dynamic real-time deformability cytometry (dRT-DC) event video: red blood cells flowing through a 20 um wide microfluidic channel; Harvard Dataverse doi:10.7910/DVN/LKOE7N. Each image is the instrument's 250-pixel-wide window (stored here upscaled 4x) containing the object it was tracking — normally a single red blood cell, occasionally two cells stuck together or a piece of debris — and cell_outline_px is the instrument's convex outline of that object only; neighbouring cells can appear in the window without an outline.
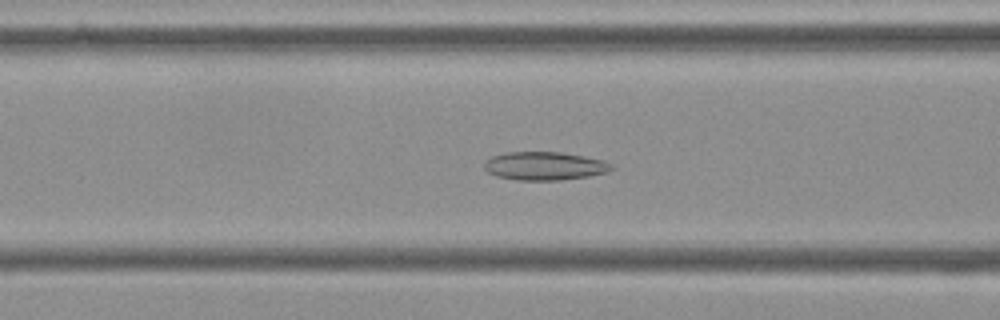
{"species": "Egyptian fruit bat (a non-hibernating species)", "species_latin": "Rousettus aegyptiacus", "temperature_condition": "cold", "stored_images_in_passage": 43, "camera_frame_rate_fps": 3000, "um_per_image_px": 0.085, "frame": {"image": 1, "passage_image": 9, "time_ms": 2.667, "image_size_px": [1000, 320], "cell_outline_px": [[616, 168], [608, 172], [588, 176], [560, 180], [516, 180], [496, 176], [488, 172], [484, 168], [484, 160], [492, 156], [504, 152], [560, 152], [584, 156], [604, 160], [612, 164]], "centroid_in_image_um": [46.29, 14.1], "position_along_channel_um": 120.3, "area_um2": 21.21}}
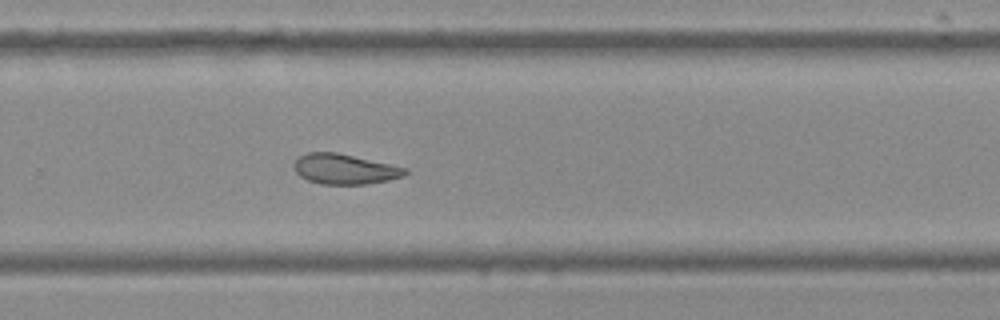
{"frame": {"image": 2, "passage_image": 24, "time_ms": 7.667, "image_size_px": [1000, 320], "cell_outline_px": [[408, 172], [404, 176], [388, 180], [368, 184], [320, 184], [308, 180], [300, 176], [296, 172], [296, 160], [300, 156], [308, 152], [336, 152], [408, 168]], "centroid_in_image_um": [29.33, 14.38], "position_along_channel_um": 300.5, "area_um2": 19.36}}
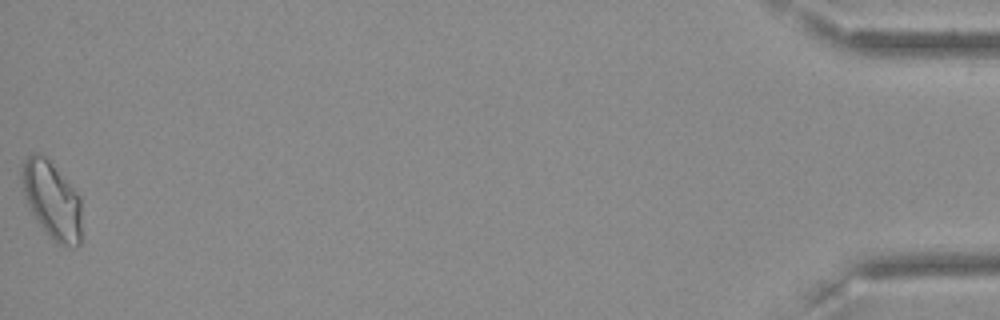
{"frame": {"image": 3, "passage_image": 43, "time_ms": 14.0, "image_size_px": [1000, 320], "cell_outline_px": [[80, 244], [76, 248], [72, 248], [56, 244], [44, 232], [36, 220], [28, 204], [24, 192], [20, 176], [20, 172], [24, 160], [32, 152], [36, 152], [44, 156], [48, 160], [80, 196]], "centroid_in_image_um": [4.4, 17.05], "position_along_channel_um": 430.8, "area_um2": 26.88}, "authors_computed_cell_mechanics": {"area_um2": 20.6346, "velocity_mm_per_s": 3.6021, "shape_relaxation_time_tau1_ms": null, "shape_relaxation_time_tau2_ms": 2.8279, "deformation_change_tau1": null, "deformation_change_tau2": 0.09}}